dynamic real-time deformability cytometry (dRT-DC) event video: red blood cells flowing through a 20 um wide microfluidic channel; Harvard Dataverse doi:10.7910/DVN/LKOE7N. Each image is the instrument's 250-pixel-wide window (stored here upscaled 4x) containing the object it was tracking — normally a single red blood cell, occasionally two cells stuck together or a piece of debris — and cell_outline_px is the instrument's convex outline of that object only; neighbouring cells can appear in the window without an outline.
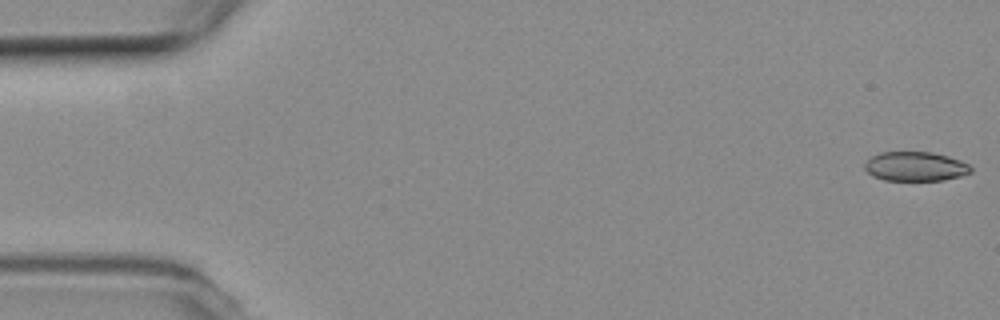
{"species": "common noctule bat (a hibernating species)", "species_latin": "Nyctalus noctula", "temperature_condition": "room temperature", "stored_images_in_passage": 50, "camera_frame_rate_fps": 3000, "um_per_image_px": 0.085, "animal": {"sex": "female", "body_mass_g": 19.3, "forearm_length_mm": 54.1}, "frame": {"image": 1, "passage_image": 1, "time_ms": 0.0, "image_size_px": [1000, 320], "cell_outline_px": [[972, 172], [960, 176], [944, 180], [884, 180], [872, 176], [864, 168], [864, 164], [872, 156], [880, 152], [932, 152], [948, 156], [960, 160], [968, 164], [972, 168]], "centroid_in_image_um": [77.81, 14.14], "position_along_channel_um": 7.2, "area_um2": 18.15}}
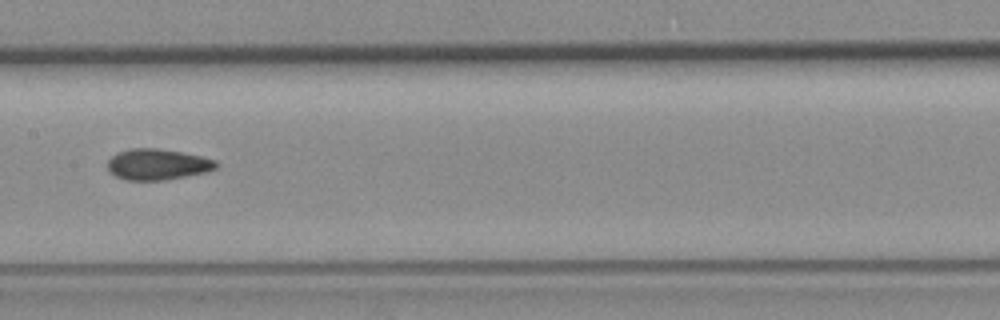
{"frame": {"image": 2, "passage_image": 27, "time_ms": 8.667, "image_size_px": [1000, 320], "cell_outline_px": [[216, 168], [204, 172], [168, 180], [124, 180], [108, 172], [108, 160], [116, 152], [128, 148], [156, 148], [180, 152], [200, 156], [216, 160]], "centroid_in_image_um": [13.33, 13.97], "position_along_channel_um": 194.1, "area_um2": 19.59}}
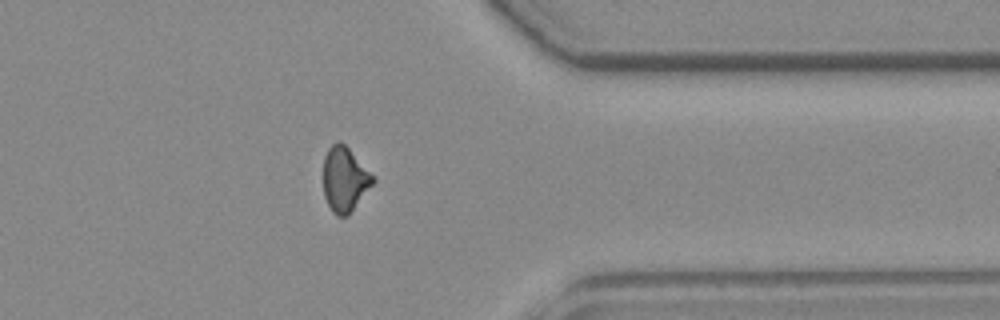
{"frame": {"image": 3, "passage_image": 43, "time_ms": 14.0, "image_size_px": [1000, 320], "cell_outline_px": [[376, 180], [348, 216], [336, 216], [332, 212], [324, 196], [324, 156], [328, 148], [332, 144], [340, 140], [348, 148]], "centroid_in_image_um": [29.28, 15.26], "position_along_channel_um": 382.1, "area_um2": 18.44}, "authors_computed_cell_mechanics": {"area_um2": 19.3341, "velocity_mm_per_s": 3.7733, "shape_relaxation_time_tau1_ms": null, "shape_relaxation_time_tau2_ms": 3.8202, "deformation_change_tau1": null, "deformation_change_tau2": 0.0853}}